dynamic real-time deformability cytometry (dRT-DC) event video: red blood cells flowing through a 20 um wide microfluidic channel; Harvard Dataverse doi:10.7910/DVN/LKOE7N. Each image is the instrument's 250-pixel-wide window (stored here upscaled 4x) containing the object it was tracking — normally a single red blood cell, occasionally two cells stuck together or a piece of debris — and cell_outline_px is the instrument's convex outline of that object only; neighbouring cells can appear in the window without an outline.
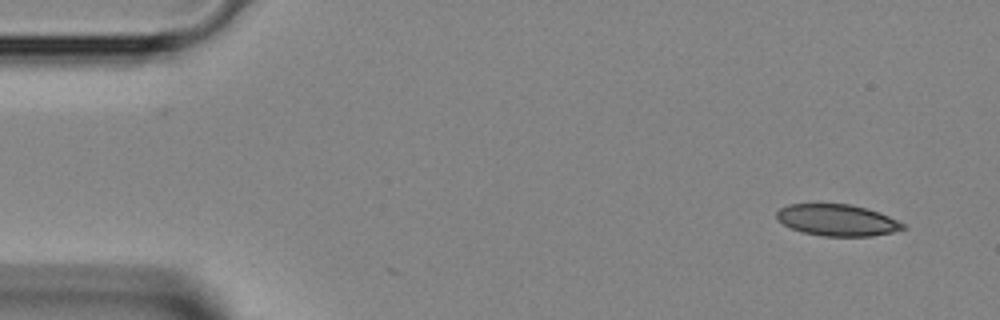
{"species": "Egyptian fruit bat (a non-hibernating species)", "species_latin": "Rousettus aegyptiacus", "temperature_condition": "room temperature", "stored_images_in_passage": 2, "camera_frame_rate_fps": 3000, "um_per_image_px": 0.085, "animal": {"sex": "female"}, "frame": {"image": 1, "passage_image": 2, "time_ms": 0.333, "image_size_px": [1000, 320], "cell_outline_px": [[908, 228], [892, 232], [872, 236], [820, 236], [800, 232], [776, 220], [776, 212], [780, 208], [788, 204], [848, 204], [864, 208], [888, 216], [908, 224]], "centroid_in_image_um": [71.16, 18.72], "position_along_channel_um": 13.8, "area_um2": 23.29}}